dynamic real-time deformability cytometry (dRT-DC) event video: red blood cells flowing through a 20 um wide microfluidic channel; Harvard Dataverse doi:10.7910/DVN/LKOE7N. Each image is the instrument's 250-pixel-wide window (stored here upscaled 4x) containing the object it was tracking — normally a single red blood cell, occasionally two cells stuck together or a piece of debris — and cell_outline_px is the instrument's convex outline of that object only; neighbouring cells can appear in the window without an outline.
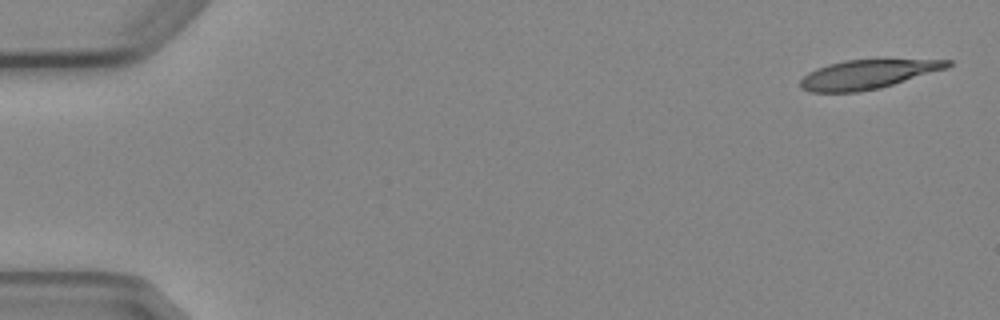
{"species": "Egyptian fruit bat (a non-hibernating species)", "species_latin": "Rousettus aegyptiacus", "temperature_condition": "cold", "stored_images_in_passage": 5, "camera_frame_rate_fps": 3000, "um_per_image_px": 0.085, "animal": {"sex": "female"}, "frame": {"image": 1, "passage_image": 1, "time_ms": 0.0, "image_size_px": [1000, 320], "cell_outline_px": [[952, 64], [948, 68], [880, 88], [856, 92], [808, 92], [800, 88], [800, 80], [808, 72], [816, 68], [828, 64], [844, 60], [884, 56], [952, 60]], "centroid_in_image_um": [73.84, 6.25], "position_along_channel_um": 11.2, "area_um2": 26.36}}
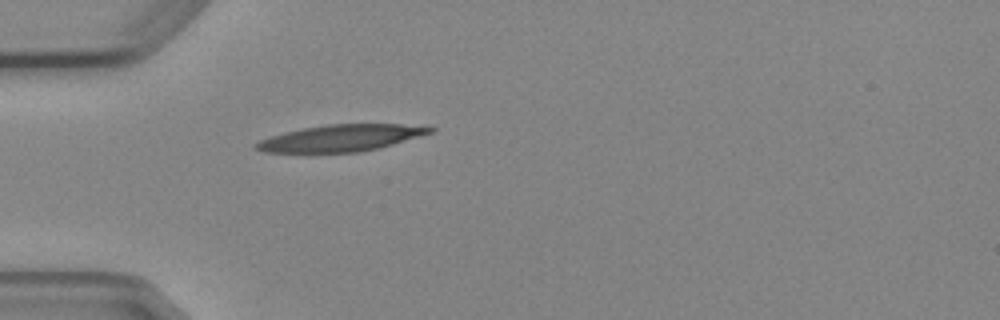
{"frame": {"image": 2, "passage_image": 5, "time_ms": 4.667, "image_size_px": [1000, 320], "cell_outline_px": [[436, 132], [392, 144], [360, 152], [264, 152], [252, 148], [252, 144], [260, 140], [284, 132], [304, 128], [328, 124], [400, 124], [436, 128]], "centroid_in_image_um": [28.97, 11.73], "position_along_channel_um": 56.0, "area_um2": 26.82}}